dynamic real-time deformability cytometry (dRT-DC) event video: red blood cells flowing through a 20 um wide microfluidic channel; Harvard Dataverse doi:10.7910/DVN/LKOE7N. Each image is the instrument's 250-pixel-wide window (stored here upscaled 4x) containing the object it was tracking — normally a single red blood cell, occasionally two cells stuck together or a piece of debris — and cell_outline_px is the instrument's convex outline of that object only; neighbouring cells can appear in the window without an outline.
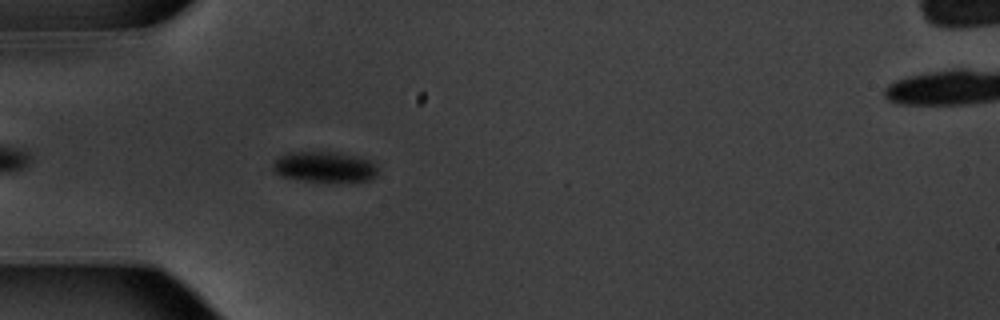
{"species": "common noctule bat (a hibernating species)", "species_latin": "Nyctalus noctula", "temperature_condition": "warm", "stored_images_in_passage": 25, "camera_frame_rate_fps": 3000, "um_per_image_px": 0.085, "animal": {"sex": "male", "body_mass_g": 20.1, "forearm_length_mm": 53.5}, "frame": {"image": 1, "passage_image": 4, "time_ms": 1.0, "image_size_px": [1000, 320], "cell_outline_px": [[376, 176], [368, 180], [304, 180], [280, 176], [272, 172], [272, 164], [280, 156], [288, 152], [340, 152], [372, 160], [376, 164]], "centroid_in_image_um": [27.55, 14.15], "position_along_channel_um": 57.5, "area_um2": 18.44}}